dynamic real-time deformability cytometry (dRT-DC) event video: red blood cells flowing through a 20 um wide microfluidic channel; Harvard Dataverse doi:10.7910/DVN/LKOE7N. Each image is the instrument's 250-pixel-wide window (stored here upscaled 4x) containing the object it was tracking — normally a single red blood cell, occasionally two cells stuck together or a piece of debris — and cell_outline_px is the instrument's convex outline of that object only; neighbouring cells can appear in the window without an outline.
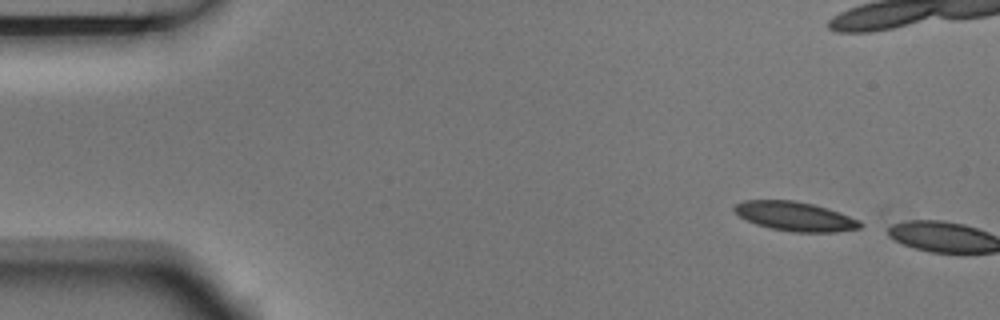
{"species": "Egyptian fruit bat (a non-hibernating species)", "species_latin": "Rousettus aegyptiacus", "temperature_condition": "room temperature", "stored_images_in_passage": 5, "camera_frame_rate_fps": 3000, "um_per_image_px": 0.085, "animal": {"sex": "male"}, "frame": {"image": 1, "passage_image": 5, "time_ms": 1.333, "image_size_px": [1000, 320], "cell_outline_px": [[864, 224], [860, 228], [836, 232], [792, 232], [768, 228], [756, 224], [740, 216], [732, 208], [736, 204], [744, 200], [792, 200], [812, 204], [828, 208], [860, 220]], "centroid_in_image_um": [67.6, 18.39], "position_along_channel_um": 17.4, "area_um2": 21.44}}